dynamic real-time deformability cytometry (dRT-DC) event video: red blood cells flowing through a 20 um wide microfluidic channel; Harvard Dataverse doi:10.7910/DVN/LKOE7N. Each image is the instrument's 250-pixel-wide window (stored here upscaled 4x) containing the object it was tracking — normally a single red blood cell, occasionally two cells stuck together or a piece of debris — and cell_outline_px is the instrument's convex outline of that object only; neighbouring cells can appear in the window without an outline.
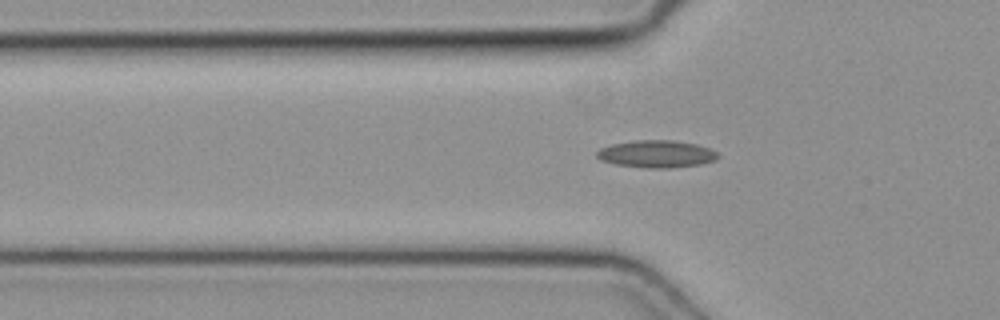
{"species": "common noctule bat (a hibernating species)", "species_latin": "Nyctalus noctula", "temperature_condition": "cold", "stored_images_in_passage": 33, "camera_frame_rate_fps": 3000, "um_per_image_px": 0.085, "animal": {"sex": "female", "body_mass_g": 19.3, "forearm_length_mm": 54.1}, "frame": {"image": 1, "passage_image": 6, "time_ms": 1.667, "image_size_px": [1000, 320], "cell_outline_px": [[720, 156], [716, 160], [700, 164], [668, 168], [648, 168], [616, 164], [600, 160], [596, 156], [596, 152], [600, 148], [612, 144], [636, 140], [672, 140], [696, 144], [708, 148], [716, 152]], "centroid_in_image_um": [55.79, 13.08], "position_along_channel_um": 70.0, "area_um2": 19.19}}
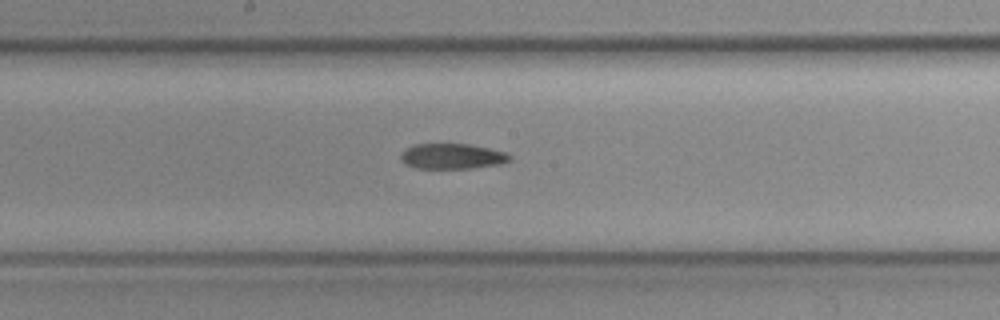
{"frame": {"image": 2, "passage_image": 16, "time_ms": 5.0, "image_size_px": [1000, 320], "cell_outline_px": [[512, 160], [500, 164], [472, 168], [416, 168], [408, 164], [400, 156], [408, 148], [416, 144], [468, 144], [488, 148], [504, 152], [512, 156]], "centroid_in_image_um": [38.51, 13.28], "position_along_channel_um": 209.7, "area_um2": 15.78}}
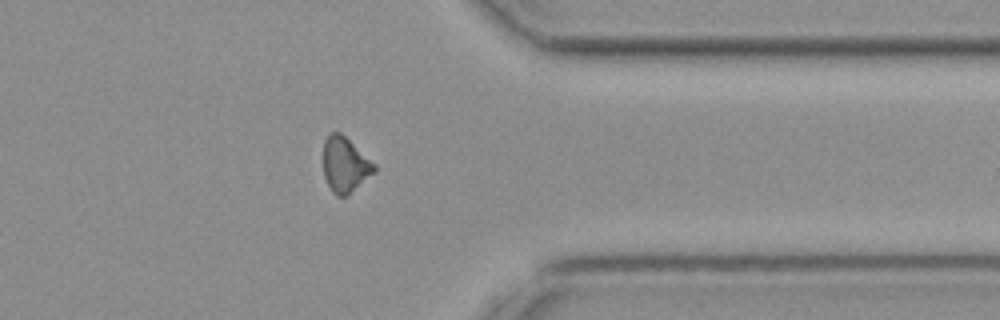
{"frame": {"image": 3, "passage_image": 29, "time_ms": 9.333, "image_size_px": [1000, 320], "cell_outline_px": [[376, 172], [344, 196], [336, 196], [332, 192], [324, 176], [324, 140], [332, 132], [340, 132], [376, 164]], "centroid_in_image_um": [29.34, 13.99], "position_along_channel_um": 382.1, "area_um2": 16.13}}